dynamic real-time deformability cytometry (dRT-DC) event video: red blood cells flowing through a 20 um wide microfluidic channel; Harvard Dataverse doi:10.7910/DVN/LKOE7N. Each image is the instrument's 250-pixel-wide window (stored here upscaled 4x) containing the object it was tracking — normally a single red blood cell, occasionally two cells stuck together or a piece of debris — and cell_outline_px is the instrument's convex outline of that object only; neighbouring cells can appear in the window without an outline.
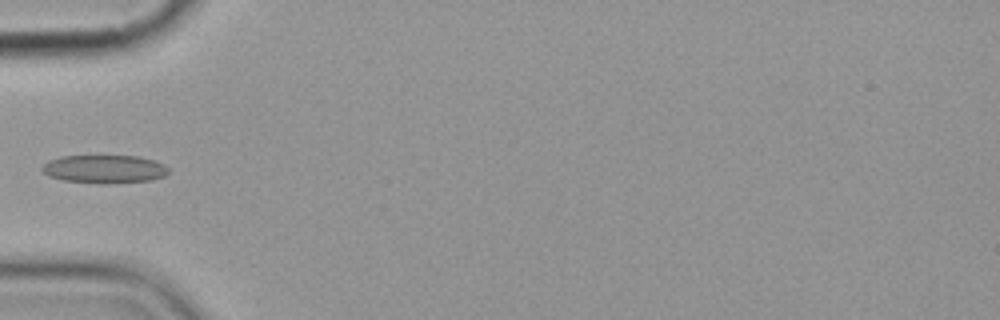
{"species": "common noctule bat (a hibernating species)", "species_latin": "Nyctalus noctula", "temperature_condition": "cold", "stored_images_in_passage": 6, "camera_frame_rate_fps": 3000, "um_per_image_px": 0.085, "animal": {"sex": "female", "body_mass_g": 19.9}, "frame": {"image": 1, "passage_image": 6, "time_ms": 5.667, "image_size_px": [1000, 320], "cell_outline_px": [[168, 172], [164, 176], [152, 180], [104, 184], [100, 184], [64, 180], [48, 176], [40, 168], [48, 160], [60, 156], [136, 156], [152, 160], [164, 164], [168, 168]], "centroid_in_image_um": [8.85, 14.37], "position_along_channel_um": 76.1, "area_um2": 20.81}}